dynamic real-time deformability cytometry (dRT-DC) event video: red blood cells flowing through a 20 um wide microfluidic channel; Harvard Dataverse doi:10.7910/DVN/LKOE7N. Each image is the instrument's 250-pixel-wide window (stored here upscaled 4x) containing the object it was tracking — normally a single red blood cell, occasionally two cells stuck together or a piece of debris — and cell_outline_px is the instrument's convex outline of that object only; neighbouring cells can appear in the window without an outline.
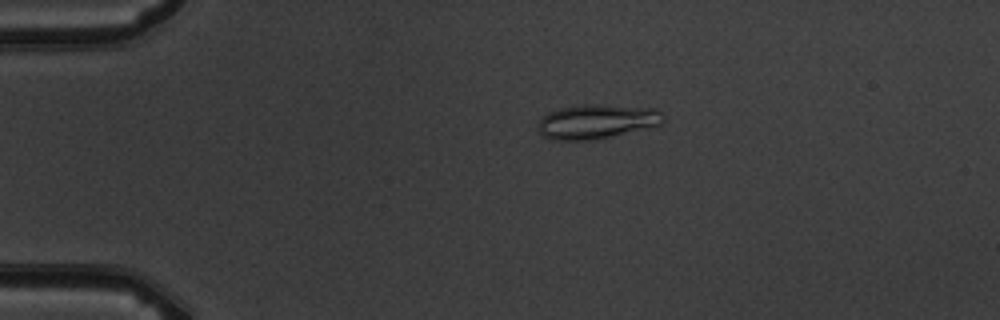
{"species": "common noctule bat (a hibernating species)", "species_latin": "Nyctalus noctula", "temperature_condition": "warm", "stored_images_in_passage": 7, "camera_frame_rate_fps": 3000, "um_per_image_px": 0.085, "animal": {"sex": "male", "body_mass_g": 19.5, "forearm_length_mm": 54.6}, "frame": {"image": 1, "passage_image": 4, "time_ms": 3.667, "image_size_px": [1000, 320], "cell_outline_px": [[664, 124], [596, 140], [552, 140], [540, 136], [536, 128], [536, 124], [548, 112], [560, 108], [584, 104], [596, 104], [656, 108], [664, 116]], "centroid_in_image_um": [50.7, 10.34], "position_along_channel_um": 34.3, "area_um2": 25.55}}
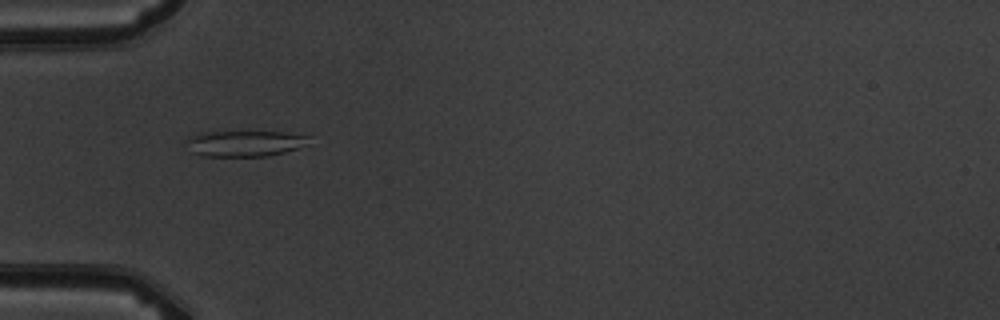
{"frame": {"image": 2, "passage_image": 6, "time_ms": 5.667, "image_size_px": [1000, 320], "cell_outline_px": [[312, 136], [296, 148], [284, 152], [268, 156], [200, 156], [192, 152], [184, 140], [188, 136], [196, 132], [284, 132]], "centroid_in_image_um": [20.69, 12.18], "position_along_channel_um": 64.3, "area_um2": 18.44}}
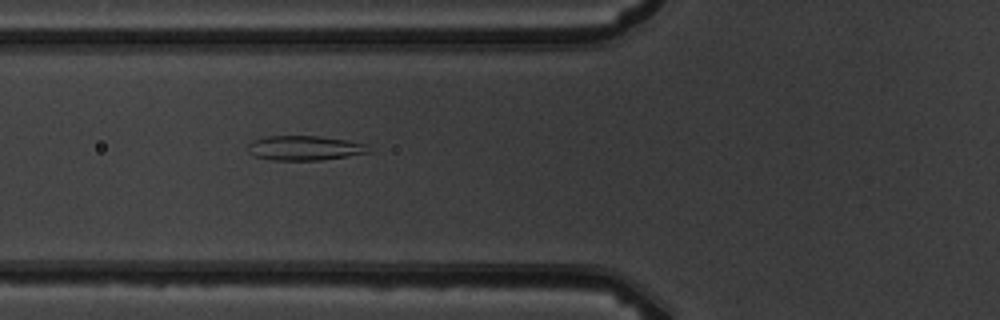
{"frame": {"image": 3, "passage_image": 7, "time_ms": 6.667, "image_size_px": [1000, 320], "cell_outline_px": [[372, 152], [348, 156], [320, 160], [272, 160], [252, 156], [248, 152], [248, 144], [252, 140], [268, 136], [320, 136], [348, 140], [364, 144]], "centroid_in_image_um": [25.85, 12.58], "position_along_channel_um": 99.9, "area_um2": 17.4}}